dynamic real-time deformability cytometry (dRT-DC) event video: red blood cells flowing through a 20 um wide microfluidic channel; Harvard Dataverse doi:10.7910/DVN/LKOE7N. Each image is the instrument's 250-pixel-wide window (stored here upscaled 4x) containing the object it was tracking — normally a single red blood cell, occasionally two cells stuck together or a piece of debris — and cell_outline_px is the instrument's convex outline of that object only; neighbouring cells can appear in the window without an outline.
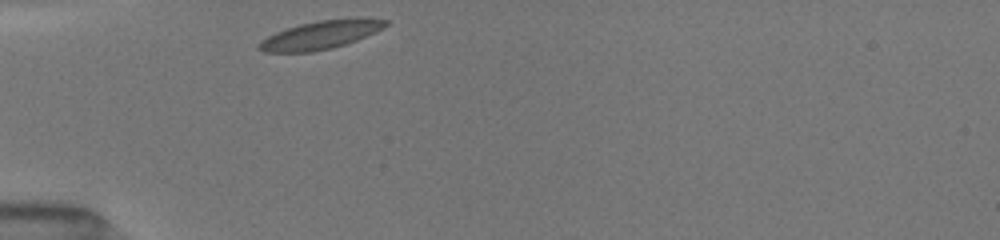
{"species": "common noctule bat (a hibernating species)", "species_latin": "Nyctalus noctula", "temperature_condition": "room temperature", "stored_images_in_passage": 7, "camera_frame_rate_fps": 3000, "um_per_image_px": 0.085, "animal": {"sex": "female", "body_mass_g": 19.5, "forearm_length_mm": 54.1}, "frame": {"image": 1, "passage_image": 1, "time_ms": 0.0, "image_size_px": [1000, 240], "cell_outline_px": [[388, 24], [384, 28], [376, 32], [356, 40], [332, 48], [312, 52], [264, 52], [256, 48], [256, 44], [260, 40], [276, 32], [300, 24], [320, 20], [360, 16], [388, 20]], "centroid_in_image_um": [27.28, 2.95], "position_along_channel_um": 57.7, "area_um2": 21.21}}
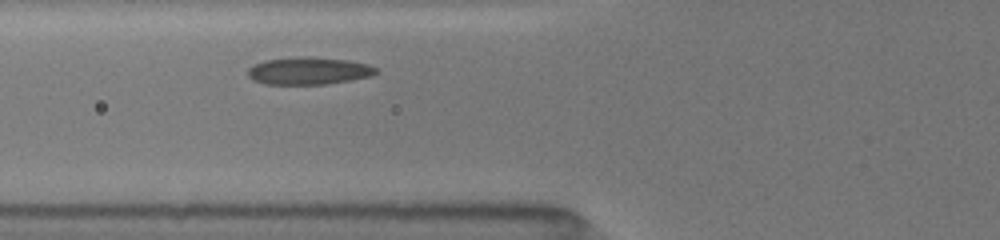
{"frame": {"image": 2, "passage_image": 4, "time_ms": 1.333, "image_size_px": [1000, 240], "cell_outline_px": [[380, 72], [372, 76], [324, 84], [264, 84], [252, 80], [248, 76], [248, 68], [252, 64], [264, 60], [300, 56], [312, 56], [348, 60], [368, 64], [376, 68]], "centroid_in_image_um": [26.22, 6.01], "position_along_channel_um": 99.6, "area_um2": 20.69}}
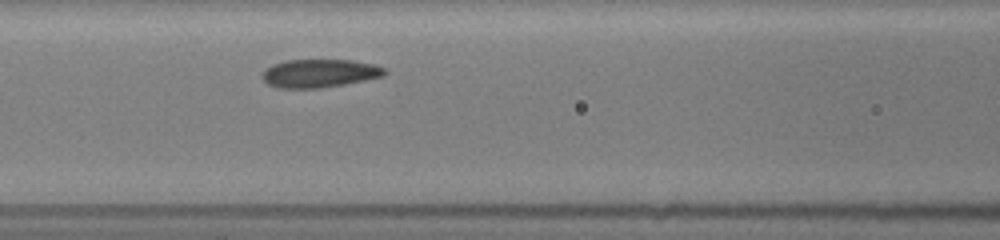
{"frame": {"image": 3, "passage_image": 7, "time_ms": 2.333, "image_size_px": [1000, 240], "cell_outline_px": [[388, 72], [384, 76], [344, 84], [320, 88], [276, 88], [268, 84], [260, 76], [272, 64], [288, 60], [352, 60], [372, 64], [384, 68]], "centroid_in_image_um": [27.15, 6.23], "position_along_channel_um": 139.4, "area_um2": 20.06}}